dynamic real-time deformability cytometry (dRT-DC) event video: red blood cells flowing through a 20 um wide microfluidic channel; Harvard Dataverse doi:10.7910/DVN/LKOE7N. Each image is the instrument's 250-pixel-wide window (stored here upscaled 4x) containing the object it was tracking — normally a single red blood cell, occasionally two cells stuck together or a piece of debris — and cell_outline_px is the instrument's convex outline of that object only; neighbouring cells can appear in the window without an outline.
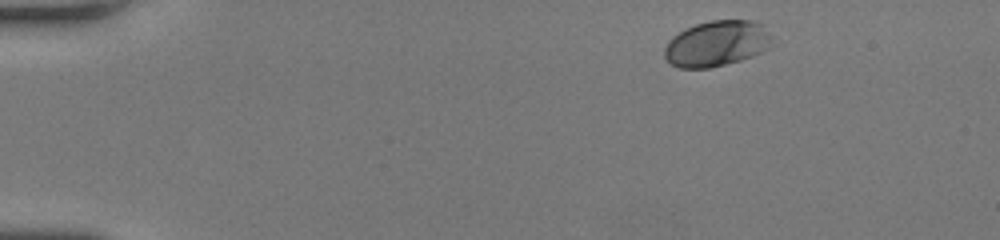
{"species": "human", "species_latin": "Homo sapiens", "temperature_condition": "room temperature", "stored_images_in_passage": 44, "camera_frame_rate_fps": 3000, "um_per_image_px": 0.085, "donor": {"sex": "female"}, "frame": {"image": 1, "passage_image": 1, "time_ms": 0.0, "image_size_px": [1000, 240], "cell_outline_px": [[768, 48], [752, 56], [740, 60], [708, 68], [680, 68], [672, 64], [664, 56], [664, 48], [668, 40], [672, 36], [684, 28], [696, 24], [712, 20], [752, 20], [760, 24], [768, 36]], "centroid_in_image_um": [60.83, 3.7], "position_along_channel_um": 24.2, "area_um2": 28.15}}
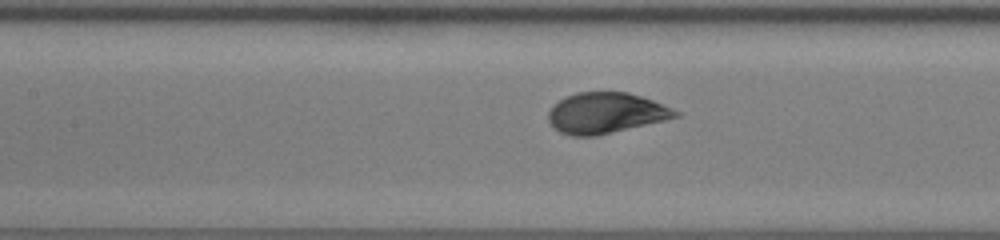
{"frame": {"image": 2, "passage_image": 18, "time_ms": 5.667, "image_size_px": [1000, 240], "cell_outline_px": [[680, 116], [664, 120], [596, 136], [572, 136], [560, 132], [548, 120], [548, 112], [564, 96], [576, 92], [628, 92], [652, 100], [680, 112]], "centroid_in_image_um": [51.48, 9.6], "position_along_channel_um": 155.9, "area_um2": 29.82}}
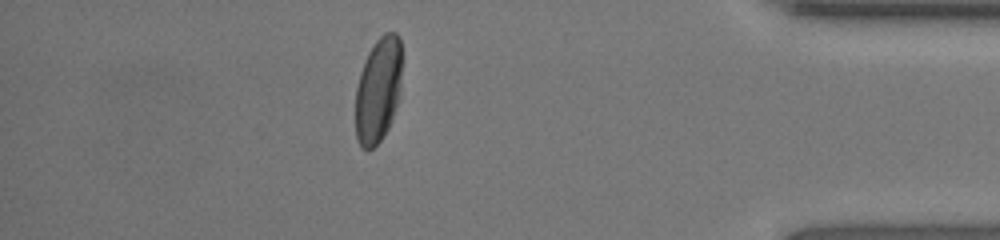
{"frame": {"image": 3, "passage_image": 38, "time_ms": 12.333, "image_size_px": [1000, 240], "cell_outline_px": [[400, 100], [392, 120], [388, 128], [380, 140], [372, 148], [360, 148], [356, 140], [356, 88], [360, 72], [364, 60], [368, 52], [376, 40], [384, 32], [396, 32], [400, 36]], "centroid_in_image_um": [32.14, 7.65], "position_along_channel_um": 403.1, "area_um2": 28.67}, "authors_computed_cell_mechanics": {"area_um2": 29.7092, "velocity_mm_per_s": 4.218, "shape_relaxation_time_tau1_ms": 2.1478, "shape_relaxation_time_tau2_ms": null, "deformation_change_tau1": 0.1281, "deformation_change_tau2": null}}